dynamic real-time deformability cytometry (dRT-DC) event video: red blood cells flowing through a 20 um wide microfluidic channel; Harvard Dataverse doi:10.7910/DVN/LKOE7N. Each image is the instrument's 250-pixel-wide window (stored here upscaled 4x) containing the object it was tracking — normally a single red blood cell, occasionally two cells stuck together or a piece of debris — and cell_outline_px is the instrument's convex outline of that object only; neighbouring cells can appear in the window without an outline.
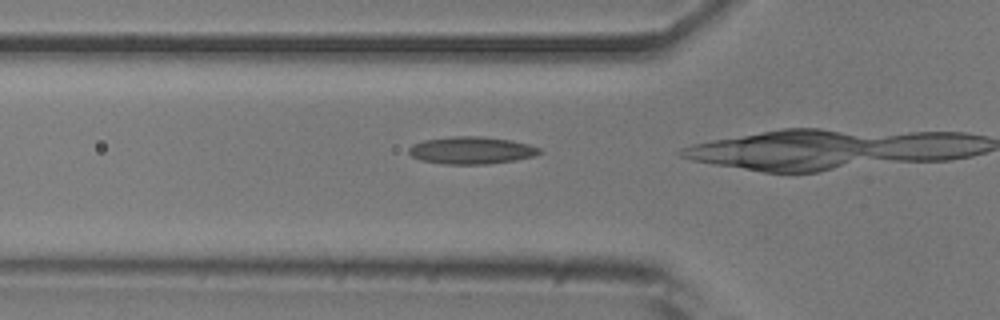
{"species": "common noctule bat (a hibernating species)", "species_latin": "Nyctalus noctula", "temperature_condition": "room temperature", "stored_images_in_passage": 6, "camera_frame_rate_fps": 3000, "um_per_image_px": 0.085, "animal": {"sex": "male", "body_mass_g": 20.5, "forearm_length_mm": 52.5}, "frame": {"image": 1, "passage_image": 5, "time_ms": 1.333, "image_size_px": [1000, 320], "cell_outline_px": [[544, 152], [536, 156], [516, 160], [488, 164], [444, 164], [420, 160], [412, 156], [408, 152], [408, 148], [412, 144], [424, 140], [452, 136], [484, 136], [512, 140], [528, 144], [540, 148]], "centroid_in_image_um": [40.1, 12.77], "position_along_channel_um": 85.7, "area_um2": 21.1}}